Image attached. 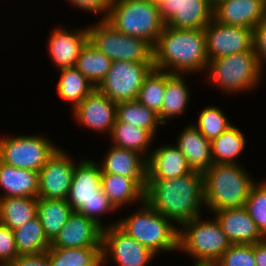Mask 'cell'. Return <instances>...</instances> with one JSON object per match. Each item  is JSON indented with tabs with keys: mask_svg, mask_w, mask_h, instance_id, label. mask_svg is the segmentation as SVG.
I'll return each instance as SVG.
<instances>
[{
	"mask_svg": "<svg viewBox=\"0 0 266 266\" xmlns=\"http://www.w3.org/2000/svg\"><path fill=\"white\" fill-rule=\"evenodd\" d=\"M112 61L89 41L82 48L75 68L97 87L108 73Z\"/></svg>",
	"mask_w": 266,
	"mask_h": 266,
	"instance_id": "obj_34",
	"label": "cell"
},
{
	"mask_svg": "<svg viewBox=\"0 0 266 266\" xmlns=\"http://www.w3.org/2000/svg\"><path fill=\"white\" fill-rule=\"evenodd\" d=\"M147 178H130L115 174L102 173L101 188L111 203L119 208L145 200Z\"/></svg>",
	"mask_w": 266,
	"mask_h": 266,
	"instance_id": "obj_22",
	"label": "cell"
},
{
	"mask_svg": "<svg viewBox=\"0 0 266 266\" xmlns=\"http://www.w3.org/2000/svg\"><path fill=\"white\" fill-rule=\"evenodd\" d=\"M157 148L147 158V180L172 179L193 171L176 145Z\"/></svg>",
	"mask_w": 266,
	"mask_h": 266,
	"instance_id": "obj_21",
	"label": "cell"
},
{
	"mask_svg": "<svg viewBox=\"0 0 266 266\" xmlns=\"http://www.w3.org/2000/svg\"><path fill=\"white\" fill-rule=\"evenodd\" d=\"M256 266H266V239L254 244Z\"/></svg>",
	"mask_w": 266,
	"mask_h": 266,
	"instance_id": "obj_44",
	"label": "cell"
},
{
	"mask_svg": "<svg viewBox=\"0 0 266 266\" xmlns=\"http://www.w3.org/2000/svg\"><path fill=\"white\" fill-rule=\"evenodd\" d=\"M38 198H0V223L15 230L37 216Z\"/></svg>",
	"mask_w": 266,
	"mask_h": 266,
	"instance_id": "obj_27",
	"label": "cell"
},
{
	"mask_svg": "<svg viewBox=\"0 0 266 266\" xmlns=\"http://www.w3.org/2000/svg\"><path fill=\"white\" fill-rule=\"evenodd\" d=\"M110 137L112 145L138 152L146 159L150 155L148 154L149 144L155 138L148 130L119 122L117 119L112 127Z\"/></svg>",
	"mask_w": 266,
	"mask_h": 266,
	"instance_id": "obj_30",
	"label": "cell"
},
{
	"mask_svg": "<svg viewBox=\"0 0 266 266\" xmlns=\"http://www.w3.org/2000/svg\"><path fill=\"white\" fill-rule=\"evenodd\" d=\"M101 255L102 264L113 260L118 266H146L155 258L154 253L128 236L117 225L102 230Z\"/></svg>",
	"mask_w": 266,
	"mask_h": 266,
	"instance_id": "obj_12",
	"label": "cell"
},
{
	"mask_svg": "<svg viewBox=\"0 0 266 266\" xmlns=\"http://www.w3.org/2000/svg\"><path fill=\"white\" fill-rule=\"evenodd\" d=\"M176 146L193 171L204 173L213 165L211 143L193 124L186 126L177 138Z\"/></svg>",
	"mask_w": 266,
	"mask_h": 266,
	"instance_id": "obj_23",
	"label": "cell"
},
{
	"mask_svg": "<svg viewBox=\"0 0 266 266\" xmlns=\"http://www.w3.org/2000/svg\"><path fill=\"white\" fill-rule=\"evenodd\" d=\"M213 215L231 244L249 245L266 239L245 207L225 208Z\"/></svg>",
	"mask_w": 266,
	"mask_h": 266,
	"instance_id": "obj_19",
	"label": "cell"
},
{
	"mask_svg": "<svg viewBox=\"0 0 266 266\" xmlns=\"http://www.w3.org/2000/svg\"><path fill=\"white\" fill-rule=\"evenodd\" d=\"M227 119L219 107L208 106L200 111L198 122L194 126L211 141L232 126Z\"/></svg>",
	"mask_w": 266,
	"mask_h": 266,
	"instance_id": "obj_37",
	"label": "cell"
},
{
	"mask_svg": "<svg viewBox=\"0 0 266 266\" xmlns=\"http://www.w3.org/2000/svg\"><path fill=\"white\" fill-rule=\"evenodd\" d=\"M266 18V0H215L213 19L221 24L254 29Z\"/></svg>",
	"mask_w": 266,
	"mask_h": 266,
	"instance_id": "obj_17",
	"label": "cell"
},
{
	"mask_svg": "<svg viewBox=\"0 0 266 266\" xmlns=\"http://www.w3.org/2000/svg\"><path fill=\"white\" fill-rule=\"evenodd\" d=\"M160 17L174 29H204L213 19L212 0H161Z\"/></svg>",
	"mask_w": 266,
	"mask_h": 266,
	"instance_id": "obj_13",
	"label": "cell"
},
{
	"mask_svg": "<svg viewBox=\"0 0 266 266\" xmlns=\"http://www.w3.org/2000/svg\"><path fill=\"white\" fill-rule=\"evenodd\" d=\"M18 256L14 230L0 223V266H10Z\"/></svg>",
	"mask_w": 266,
	"mask_h": 266,
	"instance_id": "obj_40",
	"label": "cell"
},
{
	"mask_svg": "<svg viewBox=\"0 0 266 266\" xmlns=\"http://www.w3.org/2000/svg\"><path fill=\"white\" fill-rule=\"evenodd\" d=\"M171 223L144 200L135 213L109 226L117 225L128 236L157 255L163 251L178 250L179 228Z\"/></svg>",
	"mask_w": 266,
	"mask_h": 266,
	"instance_id": "obj_4",
	"label": "cell"
},
{
	"mask_svg": "<svg viewBox=\"0 0 266 266\" xmlns=\"http://www.w3.org/2000/svg\"><path fill=\"white\" fill-rule=\"evenodd\" d=\"M204 31L209 61L253 48L252 29L224 25L212 19Z\"/></svg>",
	"mask_w": 266,
	"mask_h": 266,
	"instance_id": "obj_14",
	"label": "cell"
},
{
	"mask_svg": "<svg viewBox=\"0 0 266 266\" xmlns=\"http://www.w3.org/2000/svg\"><path fill=\"white\" fill-rule=\"evenodd\" d=\"M208 63L204 29H174L165 25L153 46L154 69L160 71L195 74L206 71Z\"/></svg>",
	"mask_w": 266,
	"mask_h": 266,
	"instance_id": "obj_2",
	"label": "cell"
},
{
	"mask_svg": "<svg viewBox=\"0 0 266 266\" xmlns=\"http://www.w3.org/2000/svg\"><path fill=\"white\" fill-rule=\"evenodd\" d=\"M89 41L88 28L74 31L55 28L48 39V51L54 65L63 69L75 67L82 48Z\"/></svg>",
	"mask_w": 266,
	"mask_h": 266,
	"instance_id": "obj_20",
	"label": "cell"
},
{
	"mask_svg": "<svg viewBox=\"0 0 266 266\" xmlns=\"http://www.w3.org/2000/svg\"><path fill=\"white\" fill-rule=\"evenodd\" d=\"M72 207L67 200H55L38 197L37 216L42 223L47 239L52 242L67 223Z\"/></svg>",
	"mask_w": 266,
	"mask_h": 266,
	"instance_id": "obj_28",
	"label": "cell"
},
{
	"mask_svg": "<svg viewBox=\"0 0 266 266\" xmlns=\"http://www.w3.org/2000/svg\"><path fill=\"white\" fill-rule=\"evenodd\" d=\"M10 266H50L47 251L39 254L19 255Z\"/></svg>",
	"mask_w": 266,
	"mask_h": 266,
	"instance_id": "obj_43",
	"label": "cell"
},
{
	"mask_svg": "<svg viewBox=\"0 0 266 266\" xmlns=\"http://www.w3.org/2000/svg\"><path fill=\"white\" fill-rule=\"evenodd\" d=\"M57 92L60 98L72 103V110L96 87L75 67L59 69Z\"/></svg>",
	"mask_w": 266,
	"mask_h": 266,
	"instance_id": "obj_31",
	"label": "cell"
},
{
	"mask_svg": "<svg viewBox=\"0 0 266 266\" xmlns=\"http://www.w3.org/2000/svg\"><path fill=\"white\" fill-rule=\"evenodd\" d=\"M87 28L89 42L112 62L153 63V46L149 42L117 31L105 18Z\"/></svg>",
	"mask_w": 266,
	"mask_h": 266,
	"instance_id": "obj_9",
	"label": "cell"
},
{
	"mask_svg": "<svg viewBox=\"0 0 266 266\" xmlns=\"http://www.w3.org/2000/svg\"><path fill=\"white\" fill-rule=\"evenodd\" d=\"M183 74L167 72V81L161 111L158 114L160 122L165 125L171 118L181 115L186 110L190 100V90Z\"/></svg>",
	"mask_w": 266,
	"mask_h": 266,
	"instance_id": "obj_26",
	"label": "cell"
},
{
	"mask_svg": "<svg viewBox=\"0 0 266 266\" xmlns=\"http://www.w3.org/2000/svg\"><path fill=\"white\" fill-rule=\"evenodd\" d=\"M237 164H213L203 173L204 204L213 212L225 208L245 207L256 183Z\"/></svg>",
	"mask_w": 266,
	"mask_h": 266,
	"instance_id": "obj_3",
	"label": "cell"
},
{
	"mask_svg": "<svg viewBox=\"0 0 266 266\" xmlns=\"http://www.w3.org/2000/svg\"><path fill=\"white\" fill-rule=\"evenodd\" d=\"M116 119L122 123L144 128L154 137L158 130L157 126H163L158 114L137 100L117 103Z\"/></svg>",
	"mask_w": 266,
	"mask_h": 266,
	"instance_id": "obj_35",
	"label": "cell"
},
{
	"mask_svg": "<svg viewBox=\"0 0 266 266\" xmlns=\"http://www.w3.org/2000/svg\"><path fill=\"white\" fill-rule=\"evenodd\" d=\"M105 19L119 32L156 43L165 26L154 0H113Z\"/></svg>",
	"mask_w": 266,
	"mask_h": 266,
	"instance_id": "obj_6",
	"label": "cell"
},
{
	"mask_svg": "<svg viewBox=\"0 0 266 266\" xmlns=\"http://www.w3.org/2000/svg\"><path fill=\"white\" fill-rule=\"evenodd\" d=\"M157 4L161 1V0H154Z\"/></svg>",
	"mask_w": 266,
	"mask_h": 266,
	"instance_id": "obj_45",
	"label": "cell"
},
{
	"mask_svg": "<svg viewBox=\"0 0 266 266\" xmlns=\"http://www.w3.org/2000/svg\"><path fill=\"white\" fill-rule=\"evenodd\" d=\"M58 148L42 135L0 137V161L39 172Z\"/></svg>",
	"mask_w": 266,
	"mask_h": 266,
	"instance_id": "obj_10",
	"label": "cell"
},
{
	"mask_svg": "<svg viewBox=\"0 0 266 266\" xmlns=\"http://www.w3.org/2000/svg\"><path fill=\"white\" fill-rule=\"evenodd\" d=\"M102 247L53 248L47 253L50 266H100L102 265Z\"/></svg>",
	"mask_w": 266,
	"mask_h": 266,
	"instance_id": "obj_32",
	"label": "cell"
},
{
	"mask_svg": "<svg viewBox=\"0 0 266 266\" xmlns=\"http://www.w3.org/2000/svg\"><path fill=\"white\" fill-rule=\"evenodd\" d=\"M197 216L179 228L178 250L193 259L194 266H213L232 245L215 219Z\"/></svg>",
	"mask_w": 266,
	"mask_h": 266,
	"instance_id": "obj_7",
	"label": "cell"
},
{
	"mask_svg": "<svg viewBox=\"0 0 266 266\" xmlns=\"http://www.w3.org/2000/svg\"><path fill=\"white\" fill-rule=\"evenodd\" d=\"M14 236L19 255L39 254L47 251L51 245L38 216L15 229Z\"/></svg>",
	"mask_w": 266,
	"mask_h": 266,
	"instance_id": "obj_33",
	"label": "cell"
},
{
	"mask_svg": "<svg viewBox=\"0 0 266 266\" xmlns=\"http://www.w3.org/2000/svg\"><path fill=\"white\" fill-rule=\"evenodd\" d=\"M99 163L102 173L130 178H147V159L140 153L111 145Z\"/></svg>",
	"mask_w": 266,
	"mask_h": 266,
	"instance_id": "obj_24",
	"label": "cell"
},
{
	"mask_svg": "<svg viewBox=\"0 0 266 266\" xmlns=\"http://www.w3.org/2000/svg\"><path fill=\"white\" fill-rule=\"evenodd\" d=\"M145 201L173 224L182 226L201 216L205 206L203 173L192 171L172 179L147 180Z\"/></svg>",
	"mask_w": 266,
	"mask_h": 266,
	"instance_id": "obj_1",
	"label": "cell"
},
{
	"mask_svg": "<svg viewBox=\"0 0 266 266\" xmlns=\"http://www.w3.org/2000/svg\"><path fill=\"white\" fill-rule=\"evenodd\" d=\"M73 115L83 127L110 134L117 117V104L95 88L73 109Z\"/></svg>",
	"mask_w": 266,
	"mask_h": 266,
	"instance_id": "obj_16",
	"label": "cell"
},
{
	"mask_svg": "<svg viewBox=\"0 0 266 266\" xmlns=\"http://www.w3.org/2000/svg\"><path fill=\"white\" fill-rule=\"evenodd\" d=\"M245 142L244 134L238 127H229L210 141L213 164H237L236 157L241 155Z\"/></svg>",
	"mask_w": 266,
	"mask_h": 266,
	"instance_id": "obj_29",
	"label": "cell"
},
{
	"mask_svg": "<svg viewBox=\"0 0 266 266\" xmlns=\"http://www.w3.org/2000/svg\"><path fill=\"white\" fill-rule=\"evenodd\" d=\"M0 188L5 191L0 198H38L39 172L15 168L0 161Z\"/></svg>",
	"mask_w": 266,
	"mask_h": 266,
	"instance_id": "obj_25",
	"label": "cell"
},
{
	"mask_svg": "<svg viewBox=\"0 0 266 266\" xmlns=\"http://www.w3.org/2000/svg\"><path fill=\"white\" fill-rule=\"evenodd\" d=\"M76 8L83 9L87 12H93L105 18L108 14L110 5L113 0H67ZM101 13V14H100ZM104 14V16H103Z\"/></svg>",
	"mask_w": 266,
	"mask_h": 266,
	"instance_id": "obj_42",
	"label": "cell"
},
{
	"mask_svg": "<svg viewBox=\"0 0 266 266\" xmlns=\"http://www.w3.org/2000/svg\"><path fill=\"white\" fill-rule=\"evenodd\" d=\"M207 69L209 82L229 94L254 89L263 77L253 48L212 59Z\"/></svg>",
	"mask_w": 266,
	"mask_h": 266,
	"instance_id": "obj_8",
	"label": "cell"
},
{
	"mask_svg": "<svg viewBox=\"0 0 266 266\" xmlns=\"http://www.w3.org/2000/svg\"><path fill=\"white\" fill-rule=\"evenodd\" d=\"M102 230L93 219L73 211L51 242L53 248L102 247Z\"/></svg>",
	"mask_w": 266,
	"mask_h": 266,
	"instance_id": "obj_18",
	"label": "cell"
},
{
	"mask_svg": "<svg viewBox=\"0 0 266 266\" xmlns=\"http://www.w3.org/2000/svg\"><path fill=\"white\" fill-rule=\"evenodd\" d=\"M245 208L260 232L266 237V181L263 180L253 185Z\"/></svg>",
	"mask_w": 266,
	"mask_h": 266,
	"instance_id": "obj_38",
	"label": "cell"
},
{
	"mask_svg": "<svg viewBox=\"0 0 266 266\" xmlns=\"http://www.w3.org/2000/svg\"><path fill=\"white\" fill-rule=\"evenodd\" d=\"M253 49L260 67L263 68L266 61V18L253 29Z\"/></svg>",
	"mask_w": 266,
	"mask_h": 266,
	"instance_id": "obj_41",
	"label": "cell"
},
{
	"mask_svg": "<svg viewBox=\"0 0 266 266\" xmlns=\"http://www.w3.org/2000/svg\"><path fill=\"white\" fill-rule=\"evenodd\" d=\"M153 69V63L114 61L105 78L96 88L116 104L134 101L137 99L144 79Z\"/></svg>",
	"mask_w": 266,
	"mask_h": 266,
	"instance_id": "obj_11",
	"label": "cell"
},
{
	"mask_svg": "<svg viewBox=\"0 0 266 266\" xmlns=\"http://www.w3.org/2000/svg\"><path fill=\"white\" fill-rule=\"evenodd\" d=\"M101 175L99 163L92 159L75 163L67 203L73 211L93 219L104 229L106 226L102 225L99 215L114 212L116 207L101 188Z\"/></svg>",
	"mask_w": 266,
	"mask_h": 266,
	"instance_id": "obj_5",
	"label": "cell"
},
{
	"mask_svg": "<svg viewBox=\"0 0 266 266\" xmlns=\"http://www.w3.org/2000/svg\"><path fill=\"white\" fill-rule=\"evenodd\" d=\"M167 72L153 69L144 79L137 101L159 114L164 100Z\"/></svg>",
	"mask_w": 266,
	"mask_h": 266,
	"instance_id": "obj_36",
	"label": "cell"
},
{
	"mask_svg": "<svg viewBox=\"0 0 266 266\" xmlns=\"http://www.w3.org/2000/svg\"><path fill=\"white\" fill-rule=\"evenodd\" d=\"M213 266H256L254 244H232Z\"/></svg>",
	"mask_w": 266,
	"mask_h": 266,
	"instance_id": "obj_39",
	"label": "cell"
},
{
	"mask_svg": "<svg viewBox=\"0 0 266 266\" xmlns=\"http://www.w3.org/2000/svg\"><path fill=\"white\" fill-rule=\"evenodd\" d=\"M60 147L39 171L38 197L67 200L75 164Z\"/></svg>",
	"mask_w": 266,
	"mask_h": 266,
	"instance_id": "obj_15",
	"label": "cell"
}]
</instances>
